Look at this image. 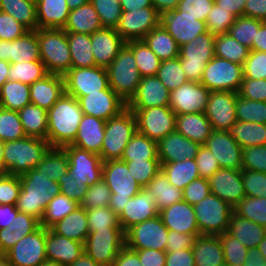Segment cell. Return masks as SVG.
<instances>
[{
    "instance_id": "obj_1",
    "label": "cell",
    "mask_w": 266,
    "mask_h": 266,
    "mask_svg": "<svg viewBox=\"0 0 266 266\" xmlns=\"http://www.w3.org/2000/svg\"><path fill=\"white\" fill-rule=\"evenodd\" d=\"M78 99L64 93L47 111V141L51 147L71 145L83 117Z\"/></svg>"
},
{
    "instance_id": "obj_2",
    "label": "cell",
    "mask_w": 266,
    "mask_h": 266,
    "mask_svg": "<svg viewBox=\"0 0 266 266\" xmlns=\"http://www.w3.org/2000/svg\"><path fill=\"white\" fill-rule=\"evenodd\" d=\"M20 183L21 190L16 202L17 210L41 221L49 201L60 194V184L35 169L21 175Z\"/></svg>"
},
{
    "instance_id": "obj_3",
    "label": "cell",
    "mask_w": 266,
    "mask_h": 266,
    "mask_svg": "<svg viewBox=\"0 0 266 266\" xmlns=\"http://www.w3.org/2000/svg\"><path fill=\"white\" fill-rule=\"evenodd\" d=\"M50 147L47 140L28 136L4 143L3 173L26 174L38 165Z\"/></svg>"
},
{
    "instance_id": "obj_4",
    "label": "cell",
    "mask_w": 266,
    "mask_h": 266,
    "mask_svg": "<svg viewBox=\"0 0 266 266\" xmlns=\"http://www.w3.org/2000/svg\"><path fill=\"white\" fill-rule=\"evenodd\" d=\"M38 43L47 73L64 76L71 69L67 32L63 28L38 29Z\"/></svg>"
},
{
    "instance_id": "obj_5",
    "label": "cell",
    "mask_w": 266,
    "mask_h": 266,
    "mask_svg": "<svg viewBox=\"0 0 266 266\" xmlns=\"http://www.w3.org/2000/svg\"><path fill=\"white\" fill-rule=\"evenodd\" d=\"M102 179L111 190L109 208L119 216L129 199L140 192L142 188L129 172L126 162L107 160L103 162Z\"/></svg>"
},
{
    "instance_id": "obj_6",
    "label": "cell",
    "mask_w": 266,
    "mask_h": 266,
    "mask_svg": "<svg viewBox=\"0 0 266 266\" xmlns=\"http://www.w3.org/2000/svg\"><path fill=\"white\" fill-rule=\"evenodd\" d=\"M109 87L126 103L135 95L141 81L132 50L125 44L106 68Z\"/></svg>"
},
{
    "instance_id": "obj_7",
    "label": "cell",
    "mask_w": 266,
    "mask_h": 266,
    "mask_svg": "<svg viewBox=\"0 0 266 266\" xmlns=\"http://www.w3.org/2000/svg\"><path fill=\"white\" fill-rule=\"evenodd\" d=\"M136 131L135 115L128 108L119 115L107 120L102 149L99 155L102 161L121 159L124 148Z\"/></svg>"
},
{
    "instance_id": "obj_8",
    "label": "cell",
    "mask_w": 266,
    "mask_h": 266,
    "mask_svg": "<svg viewBox=\"0 0 266 266\" xmlns=\"http://www.w3.org/2000/svg\"><path fill=\"white\" fill-rule=\"evenodd\" d=\"M215 35L204 32L180 46L179 56L183 72L191 82H200L204 68L215 56Z\"/></svg>"
},
{
    "instance_id": "obj_9",
    "label": "cell",
    "mask_w": 266,
    "mask_h": 266,
    "mask_svg": "<svg viewBox=\"0 0 266 266\" xmlns=\"http://www.w3.org/2000/svg\"><path fill=\"white\" fill-rule=\"evenodd\" d=\"M193 208L200 235L219 236L228 230L234 209L218 196L210 194Z\"/></svg>"
},
{
    "instance_id": "obj_10",
    "label": "cell",
    "mask_w": 266,
    "mask_h": 266,
    "mask_svg": "<svg viewBox=\"0 0 266 266\" xmlns=\"http://www.w3.org/2000/svg\"><path fill=\"white\" fill-rule=\"evenodd\" d=\"M243 65L214 56L204 68L200 83L210 91L238 92Z\"/></svg>"
},
{
    "instance_id": "obj_11",
    "label": "cell",
    "mask_w": 266,
    "mask_h": 266,
    "mask_svg": "<svg viewBox=\"0 0 266 266\" xmlns=\"http://www.w3.org/2000/svg\"><path fill=\"white\" fill-rule=\"evenodd\" d=\"M136 118L137 132L157 143L176 131V113L169 106L130 109Z\"/></svg>"
},
{
    "instance_id": "obj_12",
    "label": "cell",
    "mask_w": 266,
    "mask_h": 266,
    "mask_svg": "<svg viewBox=\"0 0 266 266\" xmlns=\"http://www.w3.org/2000/svg\"><path fill=\"white\" fill-rule=\"evenodd\" d=\"M125 246L123 230H97L90 232L84 243V251L100 266H112Z\"/></svg>"
},
{
    "instance_id": "obj_13",
    "label": "cell",
    "mask_w": 266,
    "mask_h": 266,
    "mask_svg": "<svg viewBox=\"0 0 266 266\" xmlns=\"http://www.w3.org/2000/svg\"><path fill=\"white\" fill-rule=\"evenodd\" d=\"M169 230L160 216L136 224L125 232V245L132 250L165 251Z\"/></svg>"
},
{
    "instance_id": "obj_14",
    "label": "cell",
    "mask_w": 266,
    "mask_h": 266,
    "mask_svg": "<svg viewBox=\"0 0 266 266\" xmlns=\"http://www.w3.org/2000/svg\"><path fill=\"white\" fill-rule=\"evenodd\" d=\"M65 93L79 99L89 93L109 89L106 68H71L64 76Z\"/></svg>"
},
{
    "instance_id": "obj_15",
    "label": "cell",
    "mask_w": 266,
    "mask_h": 266,
    "mask_svg": "<svg viewBox=\"0 0 266 266\" xmlns=\"http://www.w3.org/2000/svg\"><path fill=\"white\" fill-rule=\"evenodd\" d=\"M46 228L41 225L21 238L5 255L11 266H40L46 258Z\"/></svg>"
},
{
    "instance_id": "obj_16",
    "label": "cell",
    "mask_w": 266,
    "mask_h": 266,
    "mask_svg": "<svg viewBox=\"0 0 266 266\" xmlns=\"http://www.w3.org/2000/svg\"><path fill=\"white\" fill-rule=\"evenodd\" d=\"M62 148L67 154L69 173L74 179L82 181L88 187L102 180L103 161L98 154L73 145Z\"/></svg>"
},
{
    "instance_id": "obj_17",
    "label": "cell",
    "mask_w": 266,
    "mask_h": 266,
    "mask_svg": "<svg viewBox=\"0 0 266 266\" xmlns=\"http://www.w3.org/2000/svg\"><path fill=\"white\" fill-rule=\"evenodd\" d=\"M160 25V13L154 7L122 11L116 31L125 42L143 40L154 28Z\"/></svg>"
},
{
    "instance_id": "obj_18",
    "label": "cell",
    "mask_w": 266,
    "mask_h": 266,
    "mask_svg": "<svg viewBox=\"0 0 266 266\" xmlns=\"http://www.w3.org/2000/svg\"><path fill=\"white\" fill-rule=\"evenodd\" d=\"M237 96V92L211 91L204 113L213 130L231 131L233 125L237 122Z\"/></svg>"
},
{
    "instance_id": "obj_19",
    "label": "cell",
    "mask_w": 266,
    "mask_h": 266,
    "mask_svg": "<svg viewBox=\"0 0 266 266\" xmlns=\"http://www.w3.org/2000/svg\"><path fill=\"white\" fill-rule=\"evenodd\" d=\"M210 93L200 82L187 81L170 92L169 107L176 115L205 112Z\"/></svg>"
},
{
    "instance_id": "obj_20",
    "label": "cell",
    "mask_w": 266,
    "mask_h": 266,
    "mask_svg": "<svg viewBox=\"0 0 266 266\" xmlns=\"http://www.w3.org/2000/svg\"><path fill=\"white\" fill-rule=\"evenodd\" d=\"M160 25L168 31L179 47L207 32L205 21L196 20V17L185 15L176 9L162 12Z\"/></svg>"
},
{
    "instance_id": "obj_21",
    "label": "cell",
    "mask_w": 266,
    "mask_h": 266,
    "mask_svg": "<svg viewBox=\"0 0 266 266\" xmlns=\"http://www.w3.org/2000/svg\"><path fill=\"white\" fill-rule=\"evenodd\" d=\"M84 115H91L102 120H109L127 108V103L111 88L101 90L78 99Z\"/></svg>"
},
{
    "instance_id": "obj_22",
    "label": "cell",
    "mask_w": 266,
    "mask_h": 266,
    "mask_svg": "<svg viewBox=\"0 0 266 266\" xmlns=\"http://www.w3.org/2000/svg\"><path fill=\"white\" fill-rule=\"evenodd\" d=\"M208 181L211 194L218 196L232 208L246 197L242 170L220 168Z\"/></svg>"
},
{
    "instance_id": "obj_23",
    "label": "cell",
    "mask_w": 266,
    "mask_h": 266,
    "mask_svg": "<svg viewBox=\"0 0 266 266\" xmlns=\"http://www.w3.org/2000/svg\"><path fill=\"white\" fill-rule=\"evenodd\" d=\"M204 145L217 159L220 168L242 170V148L231 132L213 130Z\"/></svg>"
},
{
    "instance_id": "obj_24",
    "label": "cell",
    "mask_w": 266,
    "mask_h": 266,
    "mask_svg": "<svg viewBox=\"0 0 266 266\" xmlns=\"http://www.w3.org/2000/svg\"><path fill=\"white\" fill-rule=\"evenodd\" d=\"M170 91L157 75L142 77L135 95L127 103L128 109L169 106Z\"/></svg>"
},
{
    "instance_id": "obj_25",
    "label": "cell",
    "mask_w": 266,
    "mask_h": 266,
    "mask_svg": "<svg viewBox=\"0 0 266 266\" xmlns=\"http://www.w3.org/2000/svg\"><path fill=\"white\" fill-rule=\"evenodd\" d=\"M158 215L159 210L156 208L154 198L144 187L140 189L138 194L129 199L118 218L120 226L126 232L132 226Z\"/></svg>"
},
{
    "instance_id": "obj_26",
    "label": "cell",
    "mask_w": 266,
    "mask_h": 266,
    "mask_svg": "<svg viewBox=\"0 0 266 266\" xmlns=\"http://www.w3.org/2000/svg\"><path fill=\"white\" fill-rule=\"evenodd\" d=\"M199 143H195L181 133L174 131L157 143L160 163L179 162L186 159H195Z\"/></svg>"
},
{
    "instance_id": "obj_27",
    "label": "cell",
    "mask_w": 266,
    "mask_h": 266,
    "mask_svg": "<svg viewBox=\"0 0 266 266\" xmlns=\"http://www.w3.org/2000/svg\"><path fill=\"white\" fill-rule=\"evenodd\" d=\"M159 216L168 230L200 236L193 205L184 200L162 209Z\"/></svg>"
},
{
    "instance_id": "obj_28",
    "label": "cell",
    "mask_w": 266,
    "mask_h": 266,
    "mask_svg": "<svg viewBox=\"0 0 266 266\" xmlns=\"http://www.w3.org/2000/svg\"><path fill=\"white\" fill-rule=\"evenodd\" d=\"M125 41L114 28H103L91 34V47L97 67L107 68Z\"/></svg>"
},
{
    "instance_id": "obj_29",
    "label": "cell",
    "mask_w": 266,
    "mask_h": 266,
    "mask_svg": "<svg viewBox=\"0 0 266 266\" xmlns=\"http://www.w3.org/2000/svg\"><path fill=\"white\" fill-rule=\"evenodd\" d=\"M45 251L48 260L68 266L84 253V243L60 236L46 228Z\"/></svg>"
},
{
    "instance_id": "obj_30",
    "label": "cell",
    "mask_w": 266,
    "mask_h": 266,
    "mask_svg": "<svg viewBox=\"0 0 266 266\" xmlns=\"http://www.w3.org/2000/svg\"><path fill=\"white\" fill-rule=\"evenodd\" d=\"M65 93L64 77L48 73L30 85V101L48 111Z\"/></svg>"
},
{
    "instance_id": "obj_31",
    "label": "cell",
    "mask_w": 266,
    "mask_h": 266,
    "mask_svg": "<svg viewBox=\"0 0 266 266\" xmlns=\"http://www.w3.org/2000/svg\"><path fill=\"white\" fill-rule=\"evenodd\" d=\"M105 124V120L91 115H83L77 136L71 145L100 155L105 134Z\"/></svg>"
},
{
    "instance_id": "obj_32",
    "label": "cell",
    "mask_w": 266,
    "mask_h": 266,
    "mask_svg": "<svg viewBox=\"0 0 266 266\" xmlns=\"http://www.w3.org/2000/svg\"><path fill=\"white\" fill-rule=\"evenodd\" d=\"M40 221L34 216L18 212L8 228L0 229V254H5L21 238L34 232Z\"/></svg>"
},
{
    "instance_id": "obj_33",
    "label": "cell",
    "mask_w": 266,
    "mask_h": 266,
    "mask_svg": "<svg viewBox=\"0 0 266 266\" xmlns=\"http://www.w3.org/2000/svg\"><path fill=\"white\" fill-rule=\"evenodd\" d=\"M176 131L195 143L204 145L213 129L205 113H188L176 116Z\"/></svg>"
},
{
    "instance_id": "obj_34",
    "label": "cell",
    "mask_w": 266,
    "mask_h": 266,
    "mask_svg": "<svg viewBox=\"0 0 266 266\" xmlns=\"http://www.w3.org/2000/svg\"><path fill=\"white\" fill-rule=\"evenodd\" d=\"M56 234L85 243L89 235L87 211L80 205L62 220L50 227Z\"/></svg>"
},
{
    "instance_id": "obj_35",
    "label": "cell",
    "mask_w": 266,
    "mask_h": 266,
    "mask_svg": "<svg viewBox=\"0 0 266 266\" xmlns=\"http://www.w3.org/2000/svg\"><path fill=\"white\" fill-rule=\"evenodd\" d=\"M192 251L195 266H220L225 263L219 236H197Z\"/></svg>"
},
{
    "instance_id": "obj_36",
    "label": "cell",
    "mask_w": 266,
    "mask_h": 266,
    "mask_svg": "<svg viewBox=\"0 0 266 266\" xmlns=\"http://www.w3.org/2000/svg\"><path fill=\"white\" fill-rule=\"evenodd\" d=\"M70 11L66 0H39L36 4L38 29L63 28Z\"/></svg>"
},
{
    "instance_id": "obj_37",
    "label": "cell",
    "mask_w": 266,
    "mask_h": 266,
    "mask_svg": "<svg viewBox=\"0 0 266 266\" xmlns=\"http://www.w3.org/2000/svg\"><path fill=\"white\" fill-rule=\"evenodd\" d=\"M63 29L66 32L93 34L103 29L94 6L88 2L77 9L71 10Z\"/></svg>"
},
{
    "instance_id": "obj_38",
    "label": "cell",
    "mask_w": 266,
    "mask_h": 266,
    "mask_svg": "<svg viewBox=\"0 0 266 266\" xmlns=\"http://www.w3.org/2000/svg\"><path fill=\"white\" fill-rule=\"evenodd\" d=\"M145 188L153 196L159 211L183 200V191L171 184L162 170L150 180Z\"/></svg>"
},
{
    "instance_id": "obj_39",
    "label": "cell",
    "mask_w": 266,
    "mask_h": 266,
    "mask_svg": "<svg viewBox=\"0 0 266 266\" xmlns=\"http://www.w3.org/2000/svg\"><path fill=\"white\" fill-rule=\"evenodd\" d=\"M227 232L248 249L257 248L266 235V227L240 217L233 212Z\"/></svg>"
},
{
    "instance_id": "obj_40",
    "label": "cell",
    "mask_w": 266,
    "mask_h": 266,
    "mask_svg": "<svg viewBox=\"0 0 266 266\" xmlns=\"http://www.w3.org/2000/svg\"><path fill=\"white\" fill-rule=\"evenodd\" d=\"M40 60L38 29L28 30L21 37L9 41L8 61L10 64Z\"/></svg>"
},
{
    "instance_id": "obj_41",
    "label": "cell",
    "mask_w": 266,
    "mask_h": 266,
    "mask_svg": "<svg viewBox=\"0 0 266 266\" xmlns=\"http://www.w3.org/2000/svg\"><path fill=\"white\" fill-rule=\"evenodd\" d=\"M24 133L28 137L47 140V111L33 103L27 104L18 111Z\"/></svg>"
},
{
    "instance_id": "obj_42",
    "label": "cell",
    "mask_w": 266,
    "mask_h": 266,
    "mask_svg": "<svg viewBox=\"0 0 266 266\" xmlns=\"http://www.w3.org/2000/svg\"><path fill=\"white\" fill-rule=\"evenodd\" d=\"M67 41L70 48L71 68L96 66L91 47V35L67 32Z\"/></svg>"
},
{
    "instance_id": "obj_43",
    "label": "cell",
    "mask_w": 266,
    "mask_h": 266,
    "mask_svg": "<svg viewBox=\"0 0 266 266\" xmlns=\"http://www.w3.org/2000/svg\"><path fill=\"white\" fill-rule=\"evenodd\" d=\"M143 40L161 61L179 56V45L161 25L152 29Z\"/></svg>"
},
{
    "instance_id": "obj_44",
    "label": "cell",
    "mask_w": 266,
    "mask_h": 266,
    "mask_svg": "<svg viewBox=\"0 0 266 266\" xmlns=\"http://www.w3.org/2000/svg\"><path fill=\"white\" fill-rule=\"evenodd\" d=\"M34 169L58 182L59 178L69 171V161L65 150L61 147H50Z\"/></svg>"
},
{
    "instance_id": "obj_45",
    "label": "cell",
    "mask_w": 266,
    "mask_h": 266,
    "mask_svg": "<svg viewBox=\"0 0 266 266\" xmlns=\"http://www.w3.org/2000/svg\"><path fill=\"white\" fill-rule=\"evenodd\" d=\"M161 170L167 176L169 182L181 190L193 180L199 178V171L195 159L161 163Z\"/></svg>"
},
{
    "instance_id": "obj_46",
    "label": "cell",
    "mask_w": 266,
    "mask_h": 266,
    "mask_svg": "<svg viewBox=\"0 0 266 266\" xmlns=\"http://www.w3.org/2000/svg\"><path fill=\"white\" fill-rule=\"evenodd\" d=\"M30 103V85L7 80L0 88L1 108L19 111Z\"/></svg>"
},
{
    "instance_id": "obj_47",
    "label": "cell",
    "mask_w": 266,
    "mask_h": 266,
    "mask_svg": "<svg viewBox=\"0 0 266 266\" xmlns=\"http://www.w3.org/2000/svg\"><path fill=\"white\" fill-rule=\"evenodd\" d=\"M0 11L10 14L27 30H37L36 4L29 0H0Z\"/></svg>"
},
{
    "instance_id": "obj_48",
    "label": "cell",
    "mask_w": 266,
    "mask_h": 266,
    "mask_svg": "<svg viewBox=\"0 0 266 266\" xmlns=\"http://www.w3.org/2000/svg\"><path fill=\"white\" fill-rule=\"evenodd\" d=\"M230 132L242 149L266 145V124L237 121Z\"/></svg>"
},
{
    "instance_id": "obj_49",
    "label": "cell",
    "mask_w": 266,
    "mask_h": 266,
    "mask_svg": "<svg viewBox=\"0 0 266 266\" xmlns=\"http://www.w3.org/2000/svg\"><path fill=\"white\" fill-rule=\"evenodd\" d=\"M132 50L141 77L157 75L161 60L149 48L144 40L125 42Z\"/></svg>"
},
{
    "instance_id": "obj_50",
    "label": "cell",
    "mask_w": 266,
    "mask_h": 266,
    "mask_svg": "<svg viewBox=\"0 0 266 266\" xmlns=\"http://www.w3.org/2000/svg\"><path fill=\"white\" fill-rule=\"evenodd\" d=\"M145 159H159L157 142L136 131L124 148L120 160L139 161Z\"/></svg>"
},
{
    "instance_id": "obj_51",
    "label": "cell",
    "mask_w": 266,
    "mask_h": 266,
    "mask_svg": "<svg viewBox=\"0 0 266 266\" xmlns=\"http://www.w3.org/2000/svg\"><path fill=\"white\" fill-rule=\"evenodd\" d=\"M215 56L244 65L250 49L235 40L229 34L215 36Z\"/></svg>"
},
{
    "instance_id": "obj_52",
    "label": "cell",
    "mask_w": 266,
    "mask_h": 266,
    "mask_svg": "<svg viewBox=\"0 0 266 266\" xmlns=\"http://www.w3.org/2000/svg\"><path fill=\"white\" fill-rule=\"evenodd\" d=\"M79 205L76 201L71 200L68 196L61 193L54 196L47 204L40 225L45 228H50L74 211Z\"/></svg>"
},
{
    "instance_id": "obj_53",
    "label": "cell",
    "mask_w": 266,
    "mask_h": 266,
    "mask_svg": "<svg viewBox=\"0 0 266 266\" xmlns=\"http://www.w3.org/2000/svg\"><path fill=\"white\" fill-rule=\"evenodd\" d=\"M47 74L44 63L41 60L23 61L10 65L8 80L31 85Z\"/></svg>"
},
{
    "instance_id": "obj_54",
    "label": "cell",
    "mask_w": 266,
    "mask_h": 266,
    "mask_svg": "<svg viewBox=\"0 0 266 266\" xmlns=\"http://www.w3.org/2000/svg\"><path fill=\"white\" fill-rule=\"evenodd\" d=\"M264 22L252 17L239 16L235 19L227 34L251 49L253 41L256 40L258 30Z\"/></svg>"
},
{
    "instance_id": "obj_55",
    "label": "cell",
    "mask_w": 266,
    "mask_h": 266,
    "mask_svg": "<svg viewBox=\"0 0 266 266\" xmlns=\"http://www.w3.org/2000/svg\"><path fill=\"white\" fill-rule=\"evenodd\" d=\"M233 209L236 215L266 227V198L245 197Z\"/></svg>"
},
{
    "instance_id": "obj_56",
    "label": "cell",
    "mask_w": 266,
    "mask_h": 266,
    "mask_svg": "<svg viewBox=\"0 0 266 266\" xmlns=\"http://www.w3.org/2000/svg\"><path fill=\"white\" fill-rule=\"evenodd\" d=\"M236 118L237 121L266 124V102L249 100L238 95Z\"/></svg>"
},
{
    "instance_id": "obj_57",
    "label": "cell",
    "mask_w": 266,
    "mask_h": 266,
    "mask_svg": "<svg viewBox=\"0 0 266 266\" xmlns=\"http://www.w3.org/2000/svg\"><path fill=\"white\" fill-rule=\"evenodd\" d=\"M87 211V221L90 232L97 230H123L118 216L109 206L91 208Z\"/></svg>"
},
{
    "instance_id": "obj_58",
    "label": "cell",
    "mask_w": 266,
    "mask_h": 266,
    "mask_svg": "<svg viewBox=\"0 0 266 266\" xmlns=\"http://www.w3.org/2000/svg\"><path fill=\"white\" fill-rule=\"evenodd\" d=\"M157 76L170 92L188 81L178 57L161 61Z\"/></svg>"
},
{
    "instance_id": "obj_59",
    "label": "cell",
    "mask_w": 266,
    "mask_h": 266,
    "mask_svg": "<svg viewBox=\"0 0 266 266\" xmlns=\"http://www.w3.org/2000/svg\"><path fill=\"white\" fill-rule=\"evenodd\" d=\"M25 137L18 111L0 107V141L6 143Z\"/></svg>"
},
{
    "instance_id": "obj_60",
    "label": "cell",
    "mask_w": 266,
    "mask_h": 266,
    "mask_svg": "<svg viewBox=\"0 0 266 266\" xmlns=\"http://www.w3.org/2000/svg\"><path fill=\"white\" fill-rule=\"evenodd\" d=\"M225 264L230 266H242L246 261L248 248L227 231L219 235Z\"/></svg>"
},
{
    "instance_id": "obj_61",
    "label": "cell",
    "mask_w": 266,
    "mask_h": 266,
    "mask_svg": "<svg viewBox=\"0 0 266 266\" xmlns=\"http://www.w3.org/2000/svg\"><path fill=\"white\" fill-rule=\"evenodd\" d=\"M94 6L103 28H114L119 24L122 15L120 0H90Z\"/></svg>"
},
{
    "instance_id": "obj_62",
    "label": "cell",
    "mask_w": 266,
    "mask_h": 266,
    "mask_svg": "<svg viewBox=\"0 0 266 266\" xmlns=\"http://www.w3.org/2000/svg\"><path fill=\"white\" fill-rule=\"evenodd\" d=\"M132 177L142 187H146L150 180L161 170L159 159H145L139 161H124Z\"/></svg>"
},
{
    "instance_id": "obj_63",
    "label": "cell",
    "mask_w": 266,
    "mask_h": 266,
    "mask_svg": "<svg viewBox=\"0 0 266 266\" xmlns=\"http://www.w3.org/2000/svg\"><path fill=\"white\" fill-rule=\"evenodd\" d=\"M235 19L229 11H225L214 3L205 21L207 31L215 36L227 34Z\"/></svg>"
},
{
    "instance_id": "obj_64",
    "label": "cell",
    "mask_w": 266,
    "mask_h": 266,
    "mask_svg": "<svg viewBox=\"0 0 266 266\" xmlns=\"http://www.w3.org/2000/svg\"><path fill=\"white\" fill-rule=\"evenodd\" d=\"M111 190L102 179L89 186L80 206L86 210L91 208L107 207L110 205Z\"/></svg>"
},
{
    "instance_id": "obj_65",
    "label": "cell",
    "mask_w": 266,
    "mask_h": 266,
    "mask_svg": "<svg viewBox=\"0 0 266 266\" xmlns=\"http://www.w3.org/2000/svg\"><path fill=\"white\" fill-rule=\"evenodd\" d=\"M242 182L246 197L266 198V173L242 169Z\"/></svg>"
},
{
    "instance_id": "obj_66",
    "label": "cell",
    "mask_w": 266,
    "mask_h": 266,
    "mask_svg": "<svg viewBox=\"0 0 266 266\" xmlns=\"http://www.w3.org/2000/svg\"><path fill=\"white\" fill-rule=\"evenodd\" d=\"M20 190V176L0 173V205H16Z\"/></svg>"
},
{
    "instance_id": "obj_67",
    "label": "cell",
    "mask_w": 266,
    "mask_h": 266,
    "mask_svg": "<svg viewBox=\"0 0 266 266\" xmlns=\"http://www.w3.org/2000/svg\"><path fill=\"white\" fill-rule=\"evenodd\" d=\"M243 77L266 79V52L250 50L243 65Z\"/></svg>"
},
{
    "instance_id": "obj_68",
    "label": "cell",
    "mask_w": 266,
    "mask_h": 266,
    "mask_svg": "<svg viewBox=\"0 0 266 266\" xmlns=\"http://www.w3.org/2000/svg\"><path fill=\"white\" fill-rule=\"evenodd\" d=\"M242 169L266 173V145L243 148Z\"/></svg>"
},
{
    "instance_id": "obj_69",
    "label": "cell",
    "mask_w": 266,
    "mask_h": 266,
    "mask_svg": "<svg viewBox=\"0 0 266 266\" xmlns=\"http://www.w3.org/2000/svg\"><path fill=\"white\" fill-rule=\"evenodd\" d=\"M213 4L214 0H180L176 10L196 17V20L206 21Z\"/></svg>"
},
{
    "instance_id": "obj_70",
    "label": "cell",
    "mask_w": 266,
    "mask_h": 266,
    "mask_svg": "<svg viewBox=\"0 0 266 266\" xmlns=\"http://www.w3.org/2000/svg\"><path fill=\"white\" fill-rule=\"evenodd\" d=\"M58 183L60 184V193L68 196L71 200L76 201L80 204L87 192L88 186L82 181L74 179L69 171L59 178Z\"/></svg>"
},
{
    "instance_id": "obj_71",
    "label": "cell",
    "mask_w": 266,
    "mask_h": 266,
    "mask_svg": "<svg viewBox=\"0 0 266 266\" xmlns=\"http://www.w3.org/2000/svg\"><path fill=\"white\" fill-rule=\"evenodd\" d=\"M238 95L255 101L266 102V79H252L243 77Z\"/></svg>"
},
{
    "instance_id": "obj_72",
    "label": "cell",
    "mask_w": 266,
    "mask_h": 266,
    "mask_svg": "<svg viewBox=\"0 0 266 266\" xmlns=\"http://www.w3.org/2000/svg\"><path fill=\"white\" fill-rule=\"evenodd\" d=\"M183 200L190 205H195L211 194L209 181L206 178H197L183 190Z\"/></svg>"
},
{
    "instance_id": "obj_73",
    "label": "cell",
    "mask_w": 266,
    "mask_h": 266,
    "mask_svg": "<svg viewBox=\"0 0 266 266\" xmlns=\"http://www.w3.org/2000/svg\"><path fill=\"white\" fill-rule=\"evenodd\" d=\"M195 162L201 178L209 179L220 169L217 159L205 145L199 147Z\"/></svg>"
},
{
    "instance_id": "obj_74",
    "label": "cell",
    "mask_w": 266,
    "mask_h": 266,
    "mask_svg": "<svg viewBox=\"0 0 266 266\" xmlns=\"http://www.w3.org/2000/svg\"><path fill=\"white\" fill-rule=\"evenodd\" d=\"M28 30L10 14L0 11V40L13 41Z\"/></svg>"
},
{
    "instance_id": "obj_75",
    "label": "cell",
    "mask_w": 266,
    "mask_h": 266,
    "mask_svg": "<svg viewBox=\"0 0 266 266\" xmlns=\"http://www.w3.org/2000/svg\"><path fill=\"white\" fill-rule=\"evenodd\" d=\"M196 236L169 230L165 252L193 248Z\"/></svg>"
},
{
    "instance_id": "obj_76",
    "label": "cell",
    "mask_w": 266,
    "mask_h": 266,
    "mask_svg": "<svg viewBox=\"0 0 266 266\" xmlns=\"http://www.w3.org/2000/svg\"><path fill=\"white\" fill-rule=\"evenodd\" d=\"M165 266H195L192 248L166 252Z\"/></svg>"
},
{
    "instance_id": "obj_77",
    "label": "cell",
    "mask_w": 266,
    "mask_h": 266,
    "mask_svg": "<svg viewBox=\"0 0 266 266\" xmlns=\"http://www.w3.org/2000/svg\"><path fill=\"white\" fill-rule=\"evenodd\" d=\"M142 266H165L166 252L155 249L135 250Z\"/></svg>"
},
{
    "instance_id": "obj_78",
    "label": "cell",
    "mask_w": 266,
    "mask_h": 266,
    "mask_svg": "<svg viewBox=\"0 0 266 266\" xmlns=\"http://www.w3.org/2000/svg\"><path fill=\"white\" fill-rule=\"evenodd\" d=\"M244 16L266 21V0H246Z\"/></svg>"
},
{
    "instance_id": "obj_79",
    "label": "cell",
    "mask_w": 266,
    "mask_h": 266,
    "mask_svg": "<svg viewBox=\"0 0 266 266\" xmlns=\"http://www.w3.org/2000/svg\"><path fill=\"white\" fill-rule=\"evenodd\" d=\"M112 266H142V264L139 261L137 252L125 245L117 255Z\"/></svg>"
},
{
    "instance_id": "obj_80",
    "label": "cell",
    "mask_w": 266,
    "mask_h": 266,
    "mask_svg": "<svg viewBox=\"0 0 266 266\" xmlns=\"http://www.w3.org/2000/svg\"><path fill=\"white\" fill-rule=\"evenodd\" d=\"M246 0H214V3L225 11H229L235 18L244 16Z\"/></svg>"
}]
</instances>
